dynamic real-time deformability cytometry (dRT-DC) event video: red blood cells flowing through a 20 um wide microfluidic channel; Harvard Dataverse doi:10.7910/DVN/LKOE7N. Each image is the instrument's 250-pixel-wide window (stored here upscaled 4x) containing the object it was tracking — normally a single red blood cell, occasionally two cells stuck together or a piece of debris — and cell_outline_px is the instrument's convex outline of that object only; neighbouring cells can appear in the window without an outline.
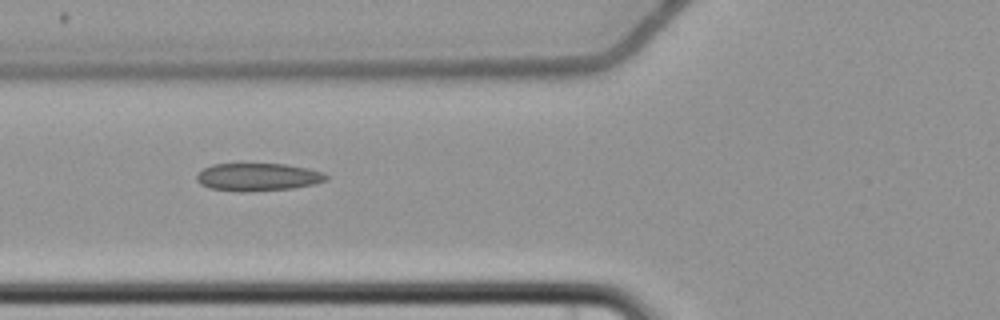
{"species": "common noctule bat (a hibernating species)", "species_latin": "Nyctalus noctula", "temperature_condition": "cold", "stored_images_in_passage": 8, "camera_frame_rate_fps": 3000, "um_per_image_px": 0.085, "animal": {"sex": "female", "body_mass_g": 22.7, "forearm_length_mm": 54.2}, "frame": {"image": 1, "passage_image": 7, "time_ms": 8.667, "image_size_px": [1000, 320], "cell_outline_px": [[328, 180], [316, 184], [292, 188], [244, 192], [240, 192], [208, 188], [200, 184], [196, 180], [196, 176], [204, 168], [212, 164], [284, 164], [308, 168], [324, 172], [328, 176]], "centroid_in_image_um": [21.94, 15.05], "position_along_channel_um": 103.9, "area_um2": 21.1}}
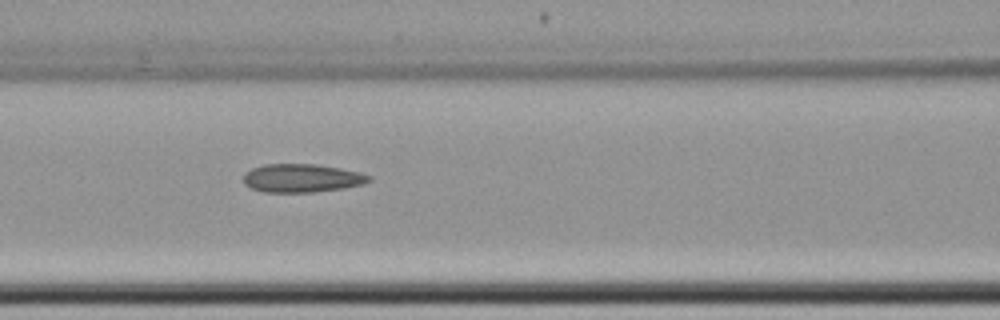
{"frame": {"image": 2, "passage_image": 8, "time_ms": 9.667, "image_size_px": [1000, 320], "cell_outline_px": [[372, 180], [364, 184], [344, 188], [312, 192], [264, 192], [252, 188], [244, 184], [244, 172], [252, 168], [264, 164], [316, 164], [340, 168], [360, 172], [372, 176]], "centroid_in_image_um": [25.68, 15.13], "position_along_channel_um": 140.9, "area_um2": 20.87}}